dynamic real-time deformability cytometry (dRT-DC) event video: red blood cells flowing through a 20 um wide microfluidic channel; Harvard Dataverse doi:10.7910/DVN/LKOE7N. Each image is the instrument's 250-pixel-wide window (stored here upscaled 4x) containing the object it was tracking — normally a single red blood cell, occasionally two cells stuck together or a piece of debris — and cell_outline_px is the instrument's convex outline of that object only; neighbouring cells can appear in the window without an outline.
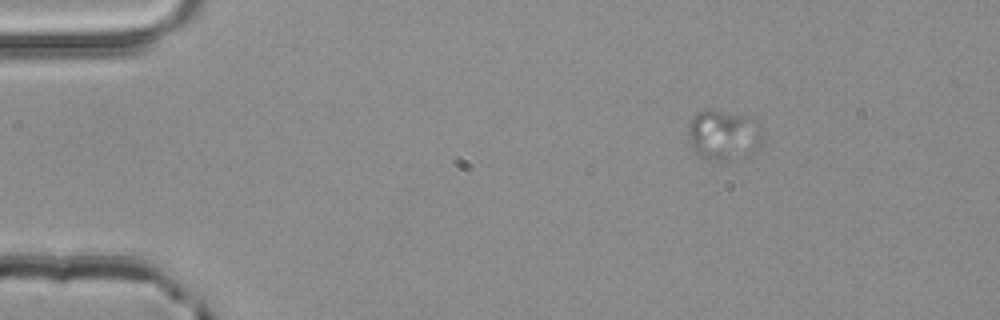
{"species": "common noctule bat (a hibernating species)", "species_latin": "Nyctalus noctula", "temperature_condition": "room temperature", "stored_images_in_passage": 29, "camera_frame_rate_fps": 3000, "um_per_image_px": 0.085, "animal": {"sex": "male", "body_mass_g": 20.4}, "frame": {"image": 1, "passage_image": 2, "time_ms": 0.333, "image_size_px": [1000, 320], "cell_outline_px": [[744, 120], [728, 160], [724, 164], [696, 156], [688, 140], [688, 124], [692, 116], [696, 112], [704, 108], [712, 108], [744, 116]], "centroid_in_image_um": [60.7, 11.36], "position_along_channel_um": 24.3, "area_um2": 16.53}}
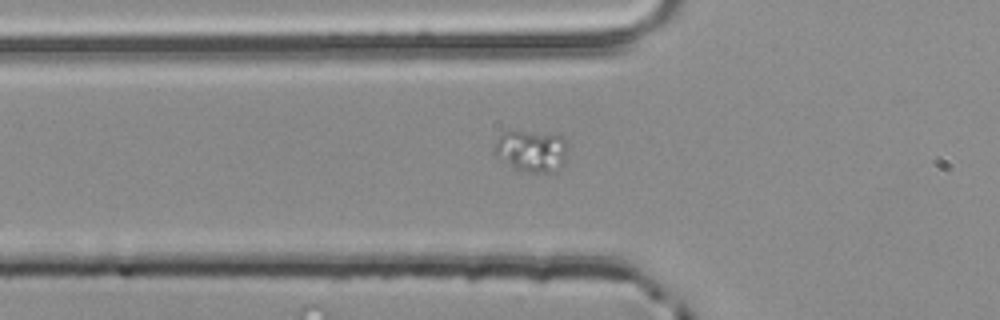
{"frame": {"image": 2, "passage_image": 13, "time_ms": 4.0, "image_size_px": [1000, 320], "cell_outline_px": [[568, 144], [564, 164], [548, 172], [528, 172], [512, 168], [496, 156], [492, 152], [492, 148], [496, 140], [504, 132], [524, 132], [560, 136]], "centroid_in_image_um": [45.13, 12.85], "position_along_channel_um": 80.7, "area_um2": 17.51}}